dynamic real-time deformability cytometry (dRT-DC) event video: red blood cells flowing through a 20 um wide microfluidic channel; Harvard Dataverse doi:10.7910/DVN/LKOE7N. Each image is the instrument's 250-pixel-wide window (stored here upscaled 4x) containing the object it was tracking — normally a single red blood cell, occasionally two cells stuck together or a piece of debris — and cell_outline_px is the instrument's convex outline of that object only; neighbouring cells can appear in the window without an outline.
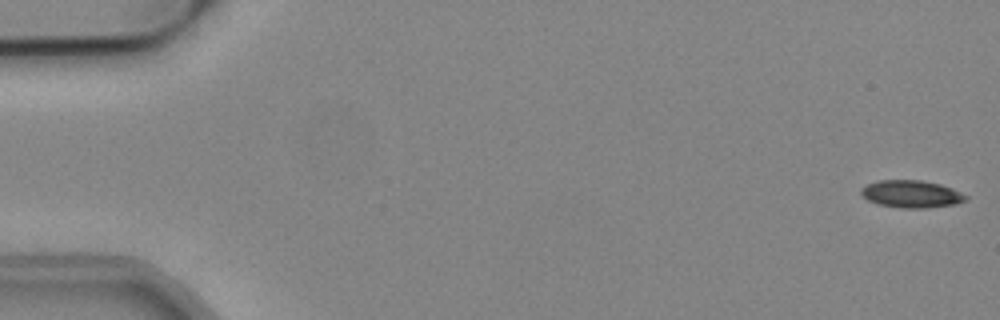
{"species": "common noctule bat (a hibernating species)", "species_latin": "Nyctalus noctula", "temperature_condition": "cold", "stored_images_in_passage": 3, "camera_frame_rate_fps": 3000, "um_per_image_px": 0.085, "animal": {"sex": "male", "body_mass_g": 19.2, "forearm_length_mm": 51.8}, "frame": {"image": 1, "passage_image": 1, "time_ms": 0.0, "image_size_px": [1000, 320], "cell_outline_px": [[968, 200], [956, 204], [928, 208], [900, 208], [880, 204], [868, 200], [860, 192], [860, 188], [876, 180], [920, 180], [940, 184], [952, 188], [968, 196]], "centroid_in_image_um": [77.49, 16.49], "position_along_channel_um": 7.5, "area_um2": 16.76}}